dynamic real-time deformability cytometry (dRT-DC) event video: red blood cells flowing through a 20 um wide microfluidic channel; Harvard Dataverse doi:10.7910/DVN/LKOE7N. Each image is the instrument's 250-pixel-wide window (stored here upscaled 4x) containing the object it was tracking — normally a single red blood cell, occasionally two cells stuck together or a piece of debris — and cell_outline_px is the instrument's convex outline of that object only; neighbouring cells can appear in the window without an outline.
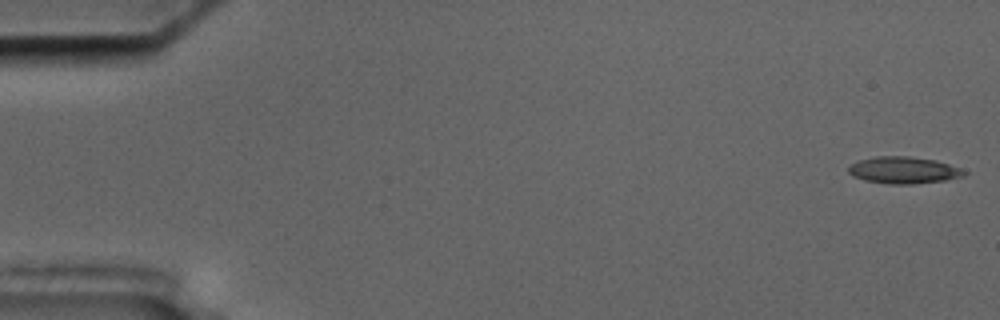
{"species": "common noctule bat (a hibernating species)", "species_latin": "Nyctalus noctula", "temperature_condition": "cold", "stored_images_in_passage": 55, "camera_frame_rate_fps": 3000, "um_per_image_px": 0.085, "animal": {"sex": "male", "body_mass_g": 17.5, "forearm_length_mm": 52.3}, "frame": {"image": 1, "passage_image": 1, "time_ms": 0.0, "image_size_px": [1000, 320], "cell_outline_px": [[968, 172], [964, 176], [944, 180], [912, 184], [888, 184], [864, 180], [852, 176], [848, 172], [848, 168], [856, 160], [876, 156], [908, 156], [936, 160], [960, 168]], "centroid_in_image_um": [76.78, 14.46], "position_along_channel_um": 8.2, "area_um2": 18.15}}
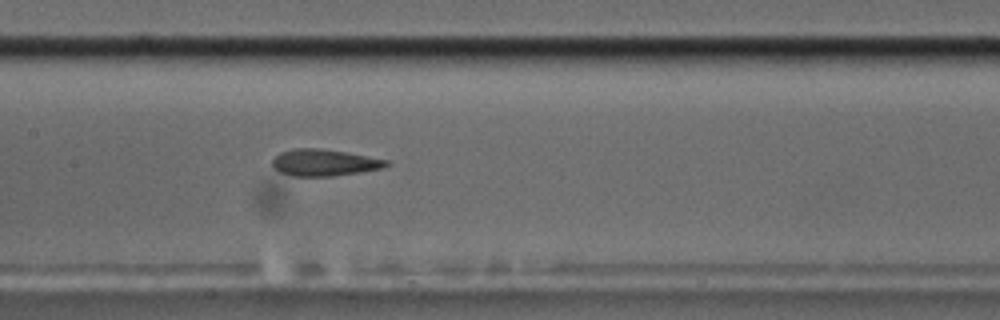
{"frame": {"image": 2, "passage_image": 27, "time_ms": 8.667, "image_size_px": [1000, 320], "cell_outline_px": [[392, 164], [384, 168], [360, 172], [332, 176], [292, 176], [280, 172], [272, 168], [272, 160], [280, 152], [292, 148], [320, 148], [344, 152], [388, 160]], "centroid_in_image_um": [27.55, 13.82], "position_along_channel_um": 179.9, "area_um2": 17.8}}
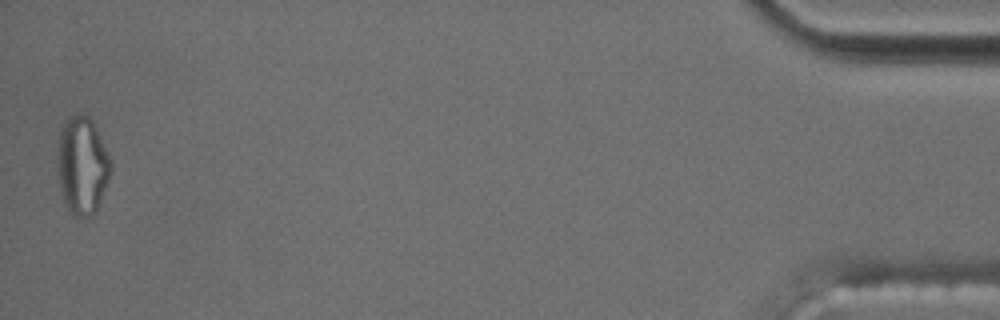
{"frame": {"image": 3, "passage_image": 55, "time_ms": 18.0, "image_size_px": [1000, 320], "cell_outline_px": [[112, 168], [108, 180], [96, 212], [92, 216], [72, 216], [64, 200], [60, 188], [60, 132], [64, 120], [68, 116], [76, 112], [80, 112], [88, 116], [92, 120], [112, 160]], "centroid_in_image_um": [7.04, 14.04], "position_along_channel_um": 428.2, "area_um2": 29.94}, "authors_computed_cell_mechanics": {"area_um2": 18.4382, "velocity_mm_per_s": 3.6204, "shape_relaxation_time_tau1_ms": null, "shape_relaxation_time_tau2_ms": 2.4249, "deformation_change_tau1": null, "deformation_change_tau2": 0.1355}}